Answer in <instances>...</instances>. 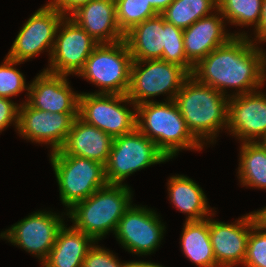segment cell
Listing matches in <instances>:
<instances>
[{
  "mask_svg": "<svg viewBox=\"0 0 266 267\" xmlns=\"http://www.w3.org/2000/svg\"><path fill=\"white\" fill-rule=\"evenodd\" d=\"M265 54L247 35L233 36L199 61L191 76L224 95L226 87L238 88L235 95L253 92L266 78Z\"/></svg>",
  "mask_w": 266,
  "mask_h": 267,
  "instance_id": "cell-1",
  "label": "cell"
},
{
  "mask_svg": "<svg viewBox=\"0 0 266 267\" xmlns=\"http://www.w3.org/2000/svg\"><path fill=\"white\" fill-rule=\"evenodd\" d=\"M174 101L189 131L201 144L205 138L213 142L219 129L227 128L229 95L198 82L193 76L185 80Z\"/></svg>",
  "mask_w": 266,
  "mask_h": 267,
  "instance_id": "cell-2",
  "label": "cell"
},
{
  "mask_svg": "<svg viewBox=\"0 0 266 267\" xmlns=\"http://www.w3.org/2000/svg\"><path fill=\"white\" fill-rule=\"evenodd\" d=\"M136 128L152 140L169 159L182 149H202L189 131L174 100L147 102L136 106Z\"/></svg>",
  "mask_w": 266,
  "mask_h": 267,
  "instance_id": "cell-3",
  "label": "cell"
},
{
  "mask_svg": "<svg viewBox=\"0 0 266 267\" xmlns=\"http://www.w3.org/2000/svg\"><path fill=\"white\" fill-rule=\"evenodd\" d=\"M131 194L126 184H107L85 200L76 202L67 215L75 229L98 241L110 231L115 234L119 220L131 206Z\"/></svg>",
  "mask_w": 266,
  "mask_h": 267,
  "instance_id": "cell-4",
  "label": "cell"
},
{
  "mask_svg": "<svg viewBox=\"0 0 266 267\" xmlns=\"http://www.w3.org/2000/svg\"><path fill=\"white\" fill-rule=\"evenodd\" d=\"M133 61L161 59L183 67L190 75L194 66L184 51L183 29L158 14L134 26L125 34Z\"/></svg>",
  "mask_w": 266,
  "mask_h": 267,
  "instance_id": "cell-5",
  "label": "cell"
},
{
  "mask_svg": "<svg viewBox=\"0 0 266 267\" xmlns=\"http://www.w3.org/2000/svg\"><path fill=\"white\" fill-rule=\"evenodd\" d=\"M51 164L59 185L62 204L71 208L106 186L105 165L83 157L51 152Z\"/></svg>",
  "mask_w": 266,
  "mask_h": 267,
  "instance_id": "cell-6",
  "label": "cell"
},
{
  "mask_svg": "<svg viewBox=\"0 0 266 267\" xmlns=\"http://www.w3.org/2000/svg\"><path fill=\"white\" fill-rule=\"evenodd\" d=\"M132 62L125 40L99 44L78 75L101 87L98 93L127 95Z\"/></svg>",
  "mask_w": 266,
  "mask_h": 267,
  "instance_id": "cell-7",
  "label": "cell"
},
{
  "mask_svg": "<svg viewBox=\"0 0 266 267\" xmlns=\"http://www.w3.org/2000/svg\"><path fill=\"white\" fill-rule=\"evenodd\" d=\"M146 67L142 68V64ZM190 74L181 66L161 59L133 61L131 66L130 86L127 97L134 108L139 104L153 102L150 97L170 94L168 101L174 100Z\"/></svg>",
  "mask_w": 266,
  "mask_h": 267,
  "instance_id": "cell-8",
  "label": "cell"
},
{
  "mask_svg": "<svg viewBox=\"0 0 266 267\" xmlns=\"http://www.w3.org/2000/svg\"><path fill=\"white\" fill-rule=\"evenodd\" d=\"M168 161L156 144L137 128L114 138L105 177L108 184L122 185V181L137 170Z\"/></svg>",
  "mask_w": 266,
  "mask_h": 267,
  "instance_id": "cell-9",
  "label": "cell"
},
{
  "mask_svg": "<svg viewBox=\"0 0 266 267\" xmlns=\"http://www.w3.org/2000/svg\"><path fill=\"white\" fill-rule=\"evenodd\" d=\"M133 102L127 95L82 93L79 96L78 117L104 131L113 138L129 134L136 129V108L129 110L121 103Z\"/></svg>",
  "mask_w": 266,
  "mask_h": 267,
  "instance_id": "cell-10",
  "label": "cell"
},
{
  "mask_svg": "<svg viewBox=\"0 0 266 267\" xmlns=\"http://www.w3.org/2000/svg\"><path fill=\"white\" fill-rule=\"evenodd\" d=\"M98 45L99 43L67 14L57 28L54 46L49 58L50 67L44 70L57 75L68 76L73 73L78 75L84 67L85 61Z\"/></svg>",
  "mask_w": 266,
  "mask_h": 267,
  "instance_id": "cell-11",
  "label": "cell"
},
{
  "mask_svg": "<svg viewBox=\"0 0 266 267\" xmlns=\"http://www.w3.org/2000/svg\"><path fill=\"white\" fill-rule=\"evenodd\" d=\"M64 17L50 3L38 9L24 23L7 57L17 62H24L48 48L51 56L57 28Z\"/></svg>",
  "mask_w": 266,
  "mask_h": 267,
  "instance_id": "cell-12",
  "label": "cell"
},
{
  "mask_svg": "<svg viewBox=\"0 0 266 267\" xmlns=\"http://www.w3.org/2000/svg\"><path fill=\"white\" fill-rule=\"evenodd\" d=\"M63 219L53 212H35L1 233L14 245L39 257L43 263L55 244Z\"/></svg>",
  "mask_w": 266,
  "mask_h": 267,
  "instance_id": "cell-13",
  "label": "cell"
},
{
  "mask_svg": "<svg viewBox=\"0 0 266 267\" xmlns=\"http://www.w3.org/2000/svg\"><path fill=\"white\" fill-rule=\"evenodd\" d=\"M164 230L154 211L131 205L119 220L115 236L128 252L147 255L158 247Z\"/></svg>",
  "mask_w": 266,
  "mask_h": 267,
  "instance_id": "cell-14",
  "label": "cell"
},
{
  "mask_svg": "<svg viewBox=\"0 0 266 267\" xmlns=\"http://www.w3.org/2000/svg\"><path fill=\"white\" fill-rule=\"evenodd\" d=\"M76 117L78 113H50L24 102L19 105L17 130L32 142L50 144L54 152L65 143Z\"/></svg>",
  "mask_w": 266,
  "mask_h": 267,
  "instance_id": "cell-15",
  "label": "cell"
},
{
  "mask_svg": "<svg viewBox=\"0 0 266 267\" xmlns=\"http://www.w3.org/2000/svg\"><path fill=\"white\" fill-rule=\"evenodd\" d=\"M261 93L229 96L227 128L242 142L259 141L266 133V95Z\"/></svg>",
  "mask_w": 266,
  "mask_h": 267,
  "instance_id": "cell-16",
  "label": "cell"
},
{
  "mask_svg": "<svg viewBox=\"0 0 266 267\" xmlns=\"http://www.w3.org/2000/svg\"><path fill=\"white\" fill-rule=\"evenodd\" d=\"M254 224L252 213L246 214L235 224L209 218V234L218 267H233L244 263L249 233Z\"/></svg>",
  "mask_w": 266,
  "mask_h": 267,
  "instance_id": "cell-17",
  "label": "cell"
},
{
  "mask_svg": "<svg viewBox=\"0 0 266 267\" xmlns=\"http://www.w3.org/2000/svg\"><path fill=\"white\" fill-rule=\"evenodd\" d=\"M66 78L44 70L29 85L27 103L50 113H78L80 94L73 93Z\"/></svg>",
  "mask_w": 266,
  "mask_h": 267,
  "instance_id": "cell-18",
  "label": "cell"
},
{
  "mask_svg": "<svg viewBox=\"0 0 266 267\" xmlns=\"http://www.w3.org/2000/svg\"><path fill=\"white\" fill-rule=\"evenodd\" d=\"M70 15L69 18L99 44L124 40L116 20L115 0H92Z\"/></svg>",
  "mask_w": 266,
  "mask_h": 267,
  "instance_id": "cell-19",
  "label": "cell"
},
{
  "mask_svg": "<svg viewBox=\"0 0 266 267\" xmlns=\"http://www.w3.org/2000/svg\"><path fill=\"white\" fill-rule=\"evenodd\" d=\"M215 15L201 18L183 29L184 51L187 60L195 66L211 51L225 44L233 36H246V33L229 34L224 31L223 15L216 10ZM222 17V18H221Z\"/></svg>",
  "mask_w": 266,
  "mask_h": 267,
  "instance_id": "cell-20",
  "label": "cell"
},
{
  "mask_svg": "<svg viewBox=\"0 0 266 267\" xmlns=\"http://www.w3.org/2000/svg\"><path fill=\"white\" fill-rule=\"evenodd\" d=\"M113 141L112 136L76 117L59 150L66 155H75L106 165Z\"/></svg>",
  "mask_w": 266,
  "mask_h": 267,
  "instance_id": "cell-21",
  "label": "cell"
},
{
  "mask_svg": "<svg viewBox=\"0 0 266 267\" xmlns=\"http://www.w3.org/2000/svg\"><path fill=\"white\" fill-rule=\"evenodd\" d=\"M93 243L95 244V241L90 236L73 226L67 228L64 224L58 232L47 259L41 265L43 267H82Z\"/></svg>",
  "mask_w": 266,
  "mask_h": 267,
  "instance_id": "cell-22",
  "label": "cell"
},
{
  "mask_svg": "<svg viewBox=\"0 0 266 267\" xmlns=\"http://www.w3.org/2000/svg\"><path fill=\"white\" fill-rule=\"evenodd\" d=\"M168 182L170 200L178 210L187 213L186 221L206 219L210 213L207 198L196 182L184 175L172 176Z\"/></svg>",
  "mask_w": 266,
  "mask_h": 267,
  "instance_id": "cell-23",
  "label": "cell"
},
{
  "mask_svg": "<svg viewBox=\"0 0 266 267\" xmlns=\"http://www.w3.org/2000/svg\"><path fill=\"white\" fill-rule=\"evenodd\" d=\"M181 248L184 255L197 266L218 267L209 234V218L185 222Z\"/></svg>",
  "mask_w": 266,
  "mask_h": 267,
  "instance_id": "cell-24",
  "label": "cell"
},
{
  "mask_svg": "<svg viewBox=\"0 0 266 267\" xmlns=\"http://www.w3.org/2000/svg\"><path fill=\"white\" fill-rule=\"evenodd\" d=\"M239 178L245 186L266 190V149L258 142H243L240 148Z\"/></svg>",
  "mask_w": 266,
  "mask_h": 267,
  "instance_id": "cell-25",
  "label": "cell"
},
{
  "mask_svg": "<svg viewBox=\"0 0 266 267\" xmlns=\"http://www.w3.org/2000/svg\"><path fill=\"white\" fill-rule=\"evenodd\" d=\"M218 8L217 0H174L160 15L181 29L188 28L197 20L212 15Z\"/></svg>",
  "mask_w": 266,
  "mask_h": 267,
  "instance_id": "cell-26",
  "label": "cell"
},
{
  "mask_svg": "<svg viewBox=\"0 0 266 267\" xmlns=\"http://www.w3.org/2000/svg\"><path fill=\"white\" fill-rule=\"evenodd\" d=\"M263 0H217L218 12L231 24L239 26L253 25L255 29L260 23Z\"/></svg>",
  "mask_w": 266,
  "mask_h": 267,
  "instance_id": "cell-27",
  "label": "cell"
},
{
  "mask_svg": "<svg viewBox=\"0 0 266 267\" xmlns=\"http://www.w3.org/2000/svg\"><path fill=\"white\" fill-rule=\"evenodd\" d=\"M115 3L117 24L124 35L134 26L159 14L148 0H115Z\"/></svg>",
  "mask_w": 266,
  "mask_h": 267,
  "instance_id": "cell-28",
  "label": "cell"
},
{
  "mask_svg": "<svg viewBox=\"0 0 266 267\" xmlns=\"http://www.w3.org/2000/svg\"><path fill=\"white\" fill-rule=\"evenodd\" d=\"M17 62L6 56L4 63L0 65V97L9 98L17 96L25 89L28 91L23 74L14 68ZM14 65V66H13Z\"/></svg>",
  "mask_w": 266,
  "mask_h": 267,
  "instance_id": "cell-29",
  "label": "cell"
},
{
  "mask_svg": "<svg viewBox=\"0 0 266 267\" xmlns=\"http://www.w3.org/2000/svg\"><path fill=\"white\" fill-rule=\"evenodd\" d=\"M243 264L246 267H266V231L256 224L252 226L249 233Z\"/></svg>",
  "mask_w": 266,
  "mask_h": 267,
  "instance_id": "cell-30",
  "label": "cell"
},
{
  "mask_svg": "<svg viewBox=\"0 0 266 267\" xmlns=\"http://www.w3.org/2000/svg\"><path fill=\"white\" fill-rule=\"evenodd\" d=\"M129 262L120 263L112 252L92 245L82 263V267H127Z\"/></svg>",
  "mask_w": 266,
  "mask_h": 267,
  "instance_id": "cell-31",
  "label": "cell"
},
{
  "mask_svg": "<svg viewBox=\"0 0 266 267\" xmlns=\"http://www.w3.org/2000/svg\"><path fill=\"white\" fill-rule=\"evenodd\" d=\"M19 106L9 98L0 97V132L8 127L9 124L15 123L18 129Z\"/></svg>",
  "mask_w": 266,
  "mask_h": 267,
  "instance_id": "cell-32",
  "label": "cell"
},
{
  "mask_svg": "<svg viewBox=\"0 0 266 267\" xmlns=\"http://www.w3.org/2000/svg\"><path fill=\"white\" fill-rule=\"evenodd\" d=\"M92 0H52L49 3L56 8L62 15L71 14L83 5Z\"/></svg>",
  "mask_w": 266,
  "mask_h": 267,
  "instance_id": "cell-33",
  "label": "cell"
},
{
  "mask_svg": "<svg viewBox=\"0 0 266 267\" xmlns=\"http://www.w3.org/2000/svg\"><path fill=\"white\" fill-rule=\"evenodd\" d=\"M256 38H258L259 42L266 41V0L262 2V11L260 17V23L258 27L255 29Z\"/></svg>",
  "mask_w": 266,
  "mask_h": 267,
  "instance_id": "cell-34",
  "label": "cell"
},
{
  "mask_svg": "<svg viewBox=\"0 0 266 267\" xmlns=\"http://www.w3.org/2000/svg\"><path fill=\"white\" fill-rule=\"evenodd\" d=\"M252 215L254 217L255 224L266 231V207L262 210L252 212Z\"/></svg>",
  "mask_w": 266,
  "mask_h": 267,
  "instance_id": "cell-35",
  "label": "cell"
},
{
  "mask_svg": "<svg viewBox=\"0 0 266 267\" xmlns=\"http://www.w3.org/2000/svg\"><path fill=\"white\" fill-rule=\"evenodd\" d=\"M174 0H148L150 5L160 14L162 13Z\"/></svg>",
  "mask_w": 266,
  "mask_h": 267,
  "instance_id": "cell-36",
  "label": "cell"
},
{
  "mask_svg": "<svg viewBox=\"0 0 266 267\" xmlns=\"http://www.w3.org/2000/svg\"><path fill=\"white\" fill-rule=\"evenodd\" d=\"M130 267H163L161 265L152 263V262H144V261H131L129 262Z\"/></svg>",
  "mask_w": 266,
  "mask_h": 267,
  "instance_id": "cell-37",
  "label": "cell"
},
{
  "mask_svg": "<svg viewBox=\"0 0 266 267\" xmlns=\"http://www.w3.org/2000/svg\"><path fill=\"white\" fill-rule=\"evenodd\" d=\"M266 149V133L262 137V140L258 141Z\"/></svg>",
  "mask_w": 266,
  "mask_h": 267,
  "instance_id": "cell-38",
  "label": "cell"
}]
</instances>
